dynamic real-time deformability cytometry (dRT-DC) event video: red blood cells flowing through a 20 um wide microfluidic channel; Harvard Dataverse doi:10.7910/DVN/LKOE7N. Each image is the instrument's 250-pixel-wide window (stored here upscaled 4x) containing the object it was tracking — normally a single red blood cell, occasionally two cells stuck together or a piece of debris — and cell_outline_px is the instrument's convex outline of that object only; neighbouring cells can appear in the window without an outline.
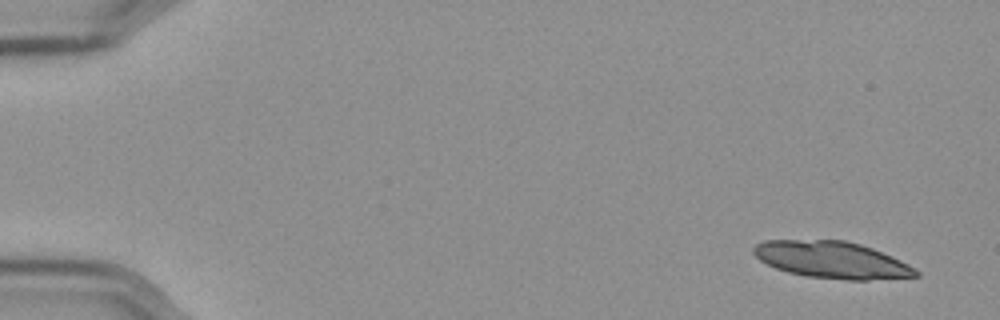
{"species": "Egyptian fruit bat (a non-hibernating species)", "species_latin": "Rousettus aegyptiacus", "temperature_condition": "cold", "stored_images_in_passage": 16, "camera_frame_rate_fps": 3000, "um_per_image_px": 0.085, "frame": {"image": 1, "passage_image": 1, "time_ms": 0.0, "image_size_px": [1000, 320], "cell_outline_px": [[920, 276], [868, 280], [848, 280], [808, 276], [788, 272], [776, 268], [760, 260], [752, 252], [752, 248], [756, 244], [764, 240], [844, 240], [860, 244], [872, 248], [900, 260], [916, 268], [920, 272]], "centroid_in_image_um": [70.72, 22.09], "position_along_channel_um": 14.3, "area_um2": 34.74}}